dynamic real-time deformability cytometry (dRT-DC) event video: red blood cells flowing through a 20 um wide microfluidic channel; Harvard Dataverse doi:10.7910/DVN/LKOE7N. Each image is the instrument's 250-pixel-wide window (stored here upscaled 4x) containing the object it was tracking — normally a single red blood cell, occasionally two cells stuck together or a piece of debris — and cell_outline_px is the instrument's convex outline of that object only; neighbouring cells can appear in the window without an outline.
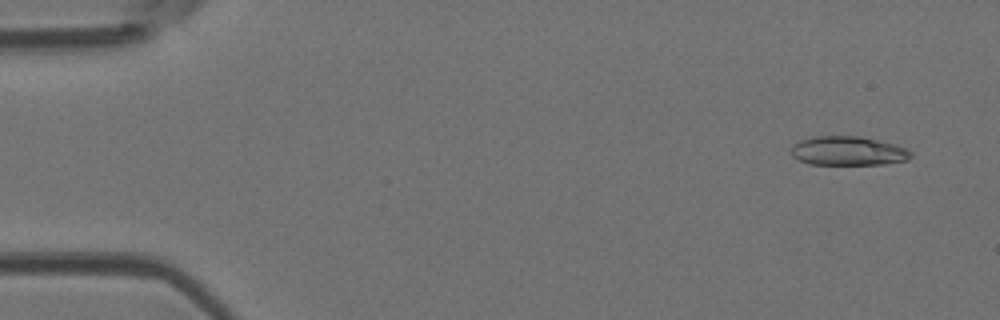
{"species": "Egyptian fruit bat (a non-hibernating species)", "species_latin": "Rousettus aegyptiacus", "temperature_condition": "room temperature", "stored_images_in_passage": 4, "camera_frame_rate_fps": 3000, "um_per_image_px": 0.085, "animal": {"sex": "female"}, "frame": {"image": 1, "passage_image": 1, "time_ms": 0.0, "image_size_px": [1000, 320], "cell_outline_px": [[912, 156], [908, 160], [884, 164], [808, 164], [796, 160], [792, 156], [792, 144], [800, 140], [812, 136], [860, 136], [896, 144], [908, 148], [912, 152]], "centroid_in_image_um": [72.09, 12.82], "position_along_channel_um": 12.9, "area_um2": 20.58}}
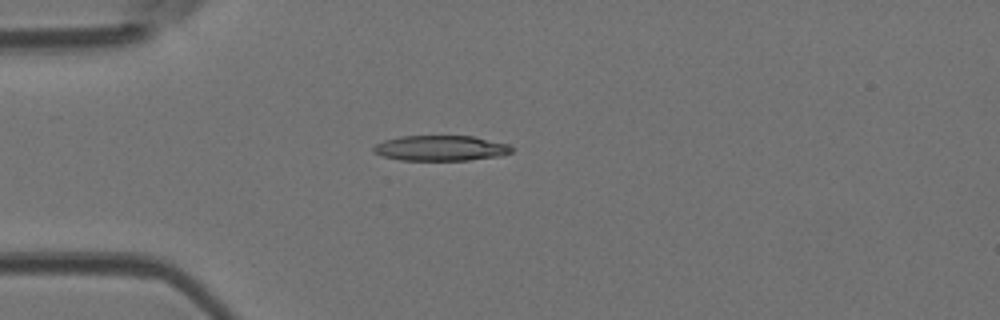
{"frame": {"image": 2, "passage_image": 4, "time_ms": 1.0, "image_size_px": [1000, 320], "cell_outline_px": [[512, 152], [500, 156], [468, 160], [400, 160], [384, 156], [372, 152], [372, 148], [376, 144], [384, 140], [400, 136], [472, 136], [508, 144], [512, 148]], "centroid_in_image_um": [37.44, 12.59], "position_along_channel_um": 47.6, "area_um2": 20.35}}